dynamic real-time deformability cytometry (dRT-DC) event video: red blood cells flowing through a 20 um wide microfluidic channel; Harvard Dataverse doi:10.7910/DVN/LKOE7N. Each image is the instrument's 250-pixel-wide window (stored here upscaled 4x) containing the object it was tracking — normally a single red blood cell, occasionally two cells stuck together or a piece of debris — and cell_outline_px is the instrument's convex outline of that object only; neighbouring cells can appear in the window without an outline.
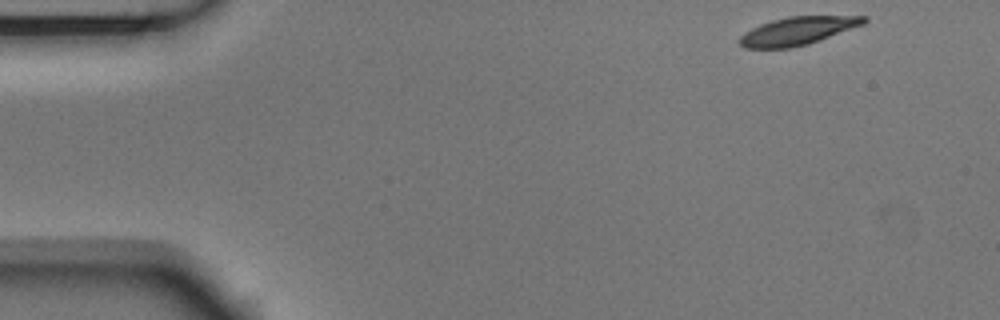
{"species": "Egyptian fruit bat (a non-hibernating species)", "species_latin": "Rousettus aegyptiacus", "temperature_condition": "room temperature", "stored_images_in_passage": 50, "camera_frame_rate_fps": 3000, "um_per_image_px": 0.085, "animal": {"sex": "male"}, "frame": {"image": 1, "passage_image": 1, "time_ms": 0.0, "image_size_px": [1000, 320], "cell_outline_px": [[868, 20], [864, 24], [808, 44], [792, 48], [744, 48], [736, 40], [744, 32], [760, 24], [772, 20], [788, 16], [868, 16]], "centroid_in_image_um": [67.77, 2.63], "position_along_channel_um": 17.2, "area_um2": 20.35}}
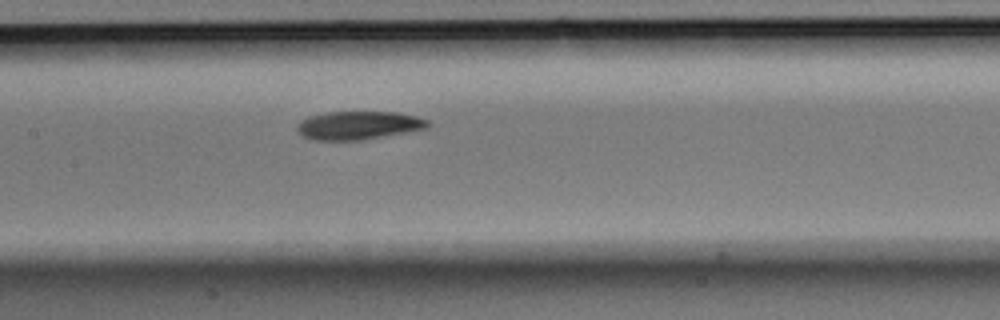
{"frame": {"image": 2, "passage_image": 22, "time_ms": 7.0, "image_size_px": [1000, 320], "cell_outline_px": [[432, 124], [428, 128], [360, 140], [316, 140], [304, 136], [296, 132], [296, 124], [300, 120], [324, 112], [396, 112], [416, 116], [428, 120]], "centroid_in_image_um": [30.46, 10.65], "position_along_channel_um": 176.9, "area_um2": 21.56}}
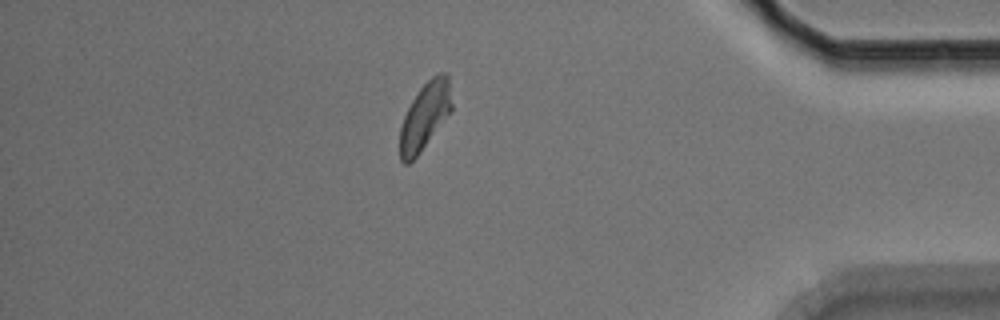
{"frame": {"image": 3, "passage_image": 43, "time_ms": 14.0, "image_size_px": [1000, 320], "cell_outline_px": [[452, 112], [420, 152], [408, 164], [404, 164], [400, 160], [400, 128], [404, 116], [412, 100], [420, 88], [436, 72], [448, 72], [452, 104]], "centroid_in_image_um": [36.14, 9.84], "position_along_channel_um": 399.1, "area_um2": 20.4}, "authors_computed_cell_mechanics": {"area_um2": 21.2126, "velocity_mm_per_s": 3.6872, "shape_relaxation_time_tau1_ms": 2.9268, "shape_relaxation_time_tau2_ms": null, "deformation_change_tau1": 0.1346, "deformation_change_tau2": null}}